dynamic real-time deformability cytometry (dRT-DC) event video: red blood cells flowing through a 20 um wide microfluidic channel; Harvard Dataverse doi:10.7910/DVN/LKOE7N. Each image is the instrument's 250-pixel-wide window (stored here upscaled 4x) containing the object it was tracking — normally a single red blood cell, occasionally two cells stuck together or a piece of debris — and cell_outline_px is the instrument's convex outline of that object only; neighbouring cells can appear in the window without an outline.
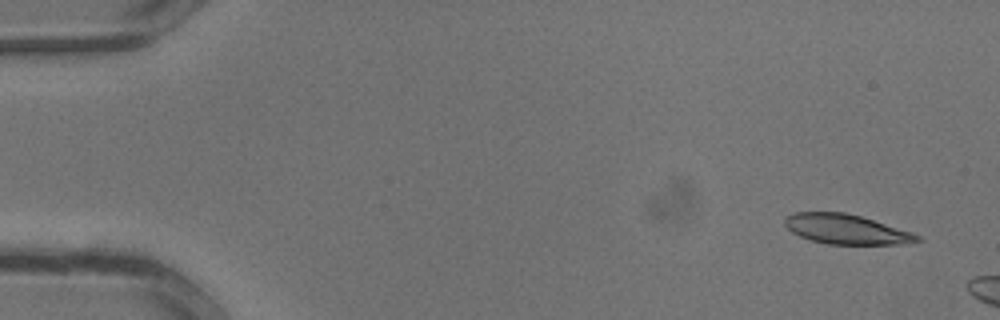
{"species": "common noctule bat (a hibernating species)", "species_latin": "Nyctalus noctula", "temperature_condition": "warm", "stored_images_in_passage": 31, "camera_frame_rate_fps": 3000, "um_per_image_px": 0.085, "animal": {"sex": "male", "body_mass_g": 13.3}, "frame": {"image": 1, "passage_image": 2, "time_ms": 0.333, "image_size_px": [1000, 320], "cell_outline_px": [[924, 240], [900, 244], [828, 244], [812, 240], [800, 236], [792, 232], [784, 224], [784, 216], [796, 212], [844, 212], [860, 216], [912, 232], [920, 236]], "centroid_in_image_um": [71.91, 19.48], "position_along_channel_um": 13.1, "area_um2": 22.83}}
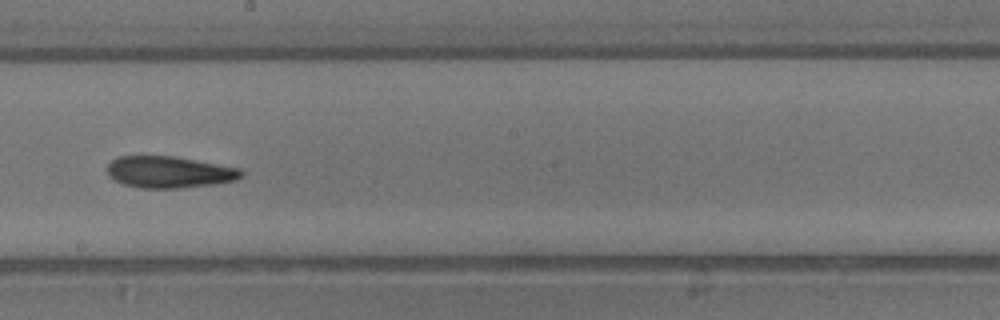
{"frame": {"image": 2, "passage_image": 19, "time_ms": 6.0, "image_size_px": [1000, 320], "cell_outline_px": [[244, 176], [236, 180], [216, 184], [176, 188], [140, 188], [124, 184], [108, 176], [108, 164], [116, 156], [176, 156], [240, 168], [244, 172]], "centroid_in_image_um": [14.41, 14.62], "position_along_channel_um": 233.8, "area_um2": 24.85}}
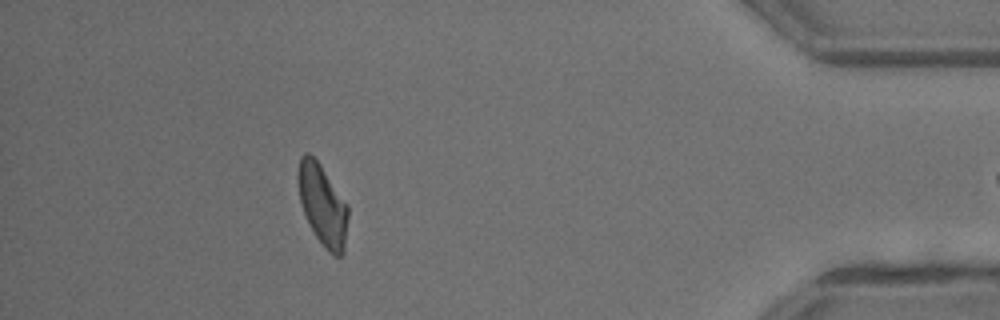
{"frame": {"image": 3, "passage_image": 30, "time_ms": 9.667, "image_size_px": [1000, 320], "cell_outline_px": [[348, 216], [344, 252], [340, 256], [336, 256], [328, 252], [324, 248], [316, 236], [304, 212], [300, 200], [296, 180], [296, 176], [300, 156], [304, 152], [308, 152], [320, 164], [348, 204]], "centroid_in_image_um": [27.41, 17.39], "position_along_channel_um": 407.8, "area_um2": 23.7}}